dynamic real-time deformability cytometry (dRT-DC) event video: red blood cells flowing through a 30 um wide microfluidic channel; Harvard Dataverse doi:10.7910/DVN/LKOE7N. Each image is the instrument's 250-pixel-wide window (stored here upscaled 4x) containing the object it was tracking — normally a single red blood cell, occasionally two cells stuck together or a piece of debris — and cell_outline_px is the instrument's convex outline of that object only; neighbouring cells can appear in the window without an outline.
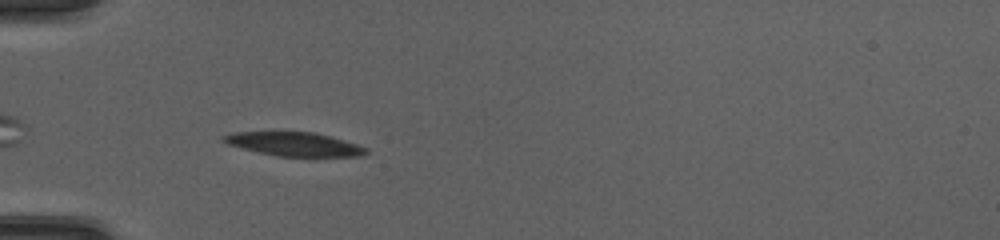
{"species": "common noctule bat (a hibernating species)", "species_latin": "Nyctalus noctula", "temperature_condition": "cold", "stored_images_in_passage": 40, "camera_frame_rate_fps": 3000, "um_per_image_px": 0.085, "animal": {"sex": "female", "body_mass_g": 20.0, "forearm_length_mm": 54.0}, "frame": {"image": 1, "passage_image": 2, "time_ms": 0.333, "image_size_px": [1000, 240], "cell_outline_px": [[368, 152], [360, 156], [316, 160], [276, 156], [228, 144], [220, 140], [220, 136], [232, 132], [316, 132], [356, 144], [368, 148]], "centroid_in_image_um": [25.1, 12.31], "position_along_channel_um": 59.9, "area_um2": 20.75}}
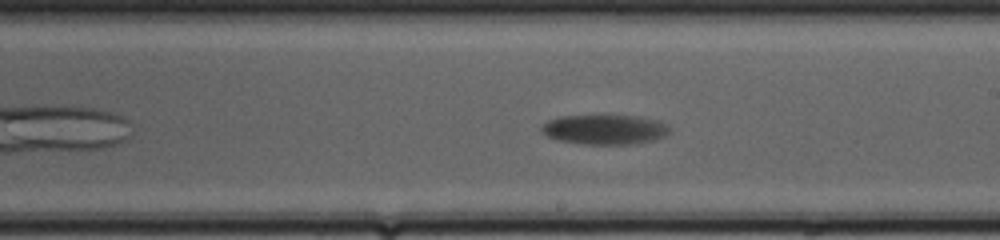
{"frame": {"image": 2, "passage_image": 17, "time_ms": 5.333, "image_size_px": [1000, 240], "cell_outline_px": [[668, 132], [664, 136], [652, 140], [636, 144], [584, 144], [560, 140], [548, 136], [540, 132], [540, 128], [548, 120], [560, 116], [632, 116], [656, 120], [664, 124], [668, 128]], "centroid_in_image_um": [51.35, 11.01], "position_along_channel_um": 237.7, "area_um2": 21.79}}
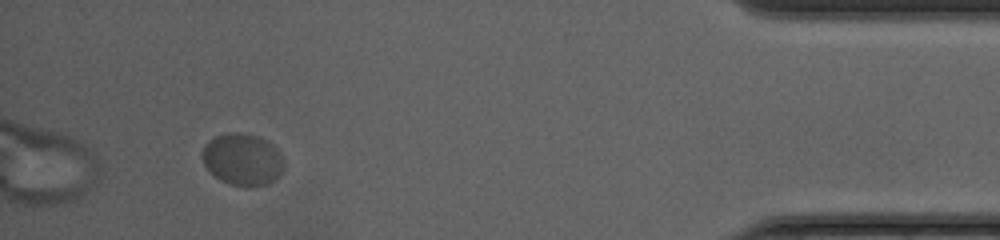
{"frame": {"image": 3, "passage_image": 36, "time_ms": 11.667, "image_size_px": [1000, 240], "cell_outline_px": [[284, 168], [272, 180], [264, 184], [248, 188], [244, 188], [228, 184], [220, 180], [204, 164], [200, 156], [200, 152], [204, 144], [208, 140], [216, 136], [228, 132], [240, 132], [256, 136], [268, 140], [280, 152], [284, 160]], "centroid_in_image_um": [20.58, 13.54], "position_along_channel_um": 414.6, "area_um2": 25.03}, "authors_computed_cell_mechanics": {"area_um2": 22.831, "velocity_mm_per_s": 3.7235, "shape_relaxation_time_tau1_ms": 4.8386, "shape_relaxation_time_tau2_ms": null, "deformation_change_tau1": 0.1238, "deformation_change_tau2": null}}